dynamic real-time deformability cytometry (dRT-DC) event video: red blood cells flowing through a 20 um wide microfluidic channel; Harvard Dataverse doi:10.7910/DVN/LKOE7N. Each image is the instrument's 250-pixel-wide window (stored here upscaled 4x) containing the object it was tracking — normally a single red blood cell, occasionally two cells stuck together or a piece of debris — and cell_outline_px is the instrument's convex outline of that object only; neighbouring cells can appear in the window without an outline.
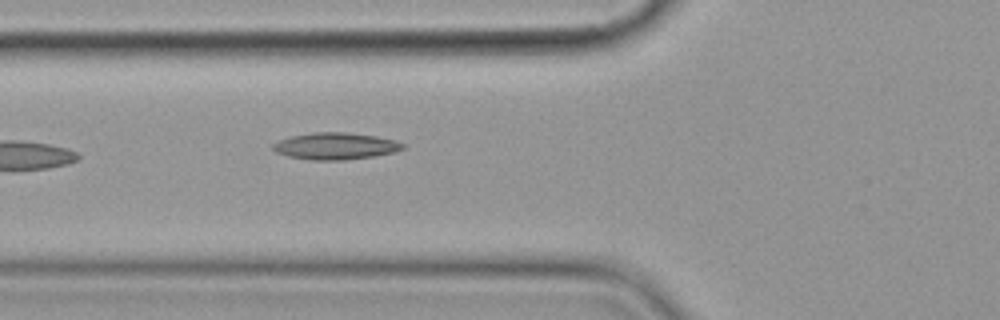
{"species": "common noctule bat (a hibernating species)", "species_latin": "Nyctalus noctula", "temperature_condition": "cold", "stored_images_in_passage": 6, "camera_frame_rate_fps": 3000, "um_per_image_px": 0.085, "animal": {"sex": "female", "body_mass_g": 19.9}, "frame": {"image": 1, "passage_image": 6, "time_ms": 6.0, "image_size_px": [1000, 320], "cell_outline_px": [[404, 148], [396, 152], [376, 156], [344, 160], [312, 160], [288, 156], [276, 152], [272, 148], [272, 144], [280, 140], [292, 136], [312, 132], [348, 132], [376, 136], [396, 140], [404, 144]], "centroid_in_image_um": [28.55, 12.41], "position_along_channel_um": 97.3, "area_um2": 20.4}}